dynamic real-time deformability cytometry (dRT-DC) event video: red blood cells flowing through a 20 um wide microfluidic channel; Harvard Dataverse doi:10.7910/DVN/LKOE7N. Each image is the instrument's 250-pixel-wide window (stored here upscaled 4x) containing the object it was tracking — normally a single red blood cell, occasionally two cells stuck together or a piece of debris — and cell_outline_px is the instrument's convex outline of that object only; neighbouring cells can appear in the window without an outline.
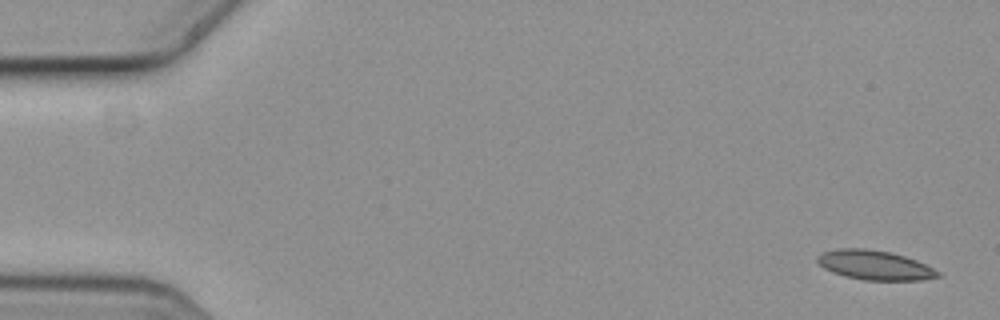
{"species": "common noctule bat (a hibernating species)", "species_latin": "Nyctalus noctula", "temperature_condition": "cold", "stored_images_in_passage": 6, "segment_of_instrument_passage": [2, 2], "camera_frame_rate_fps": 3000, "um_per_image_px": 0.085, "animal": {"sex": "female", "body_mass_g": 19.3, "forearm_length_mm": 54.1}, "frame": {"image": 1, "passage_image": 6, "time_ms": 1.667, "image_size_px": [1000, 320], "cell_outline_px": [[944, 276], [920, 280], [864, 280], [844, 276], [832, 272], [824, 268], [816, 260], [816, 256], [824, 252], [840, 248], [864, 248], [888, 252], [904, 256], [916, 260], [940, 272]], "centroid_in_image_um": [74.35, 22.54], "position_along_channel_um": 10.6, "area_um2": 20.58}}